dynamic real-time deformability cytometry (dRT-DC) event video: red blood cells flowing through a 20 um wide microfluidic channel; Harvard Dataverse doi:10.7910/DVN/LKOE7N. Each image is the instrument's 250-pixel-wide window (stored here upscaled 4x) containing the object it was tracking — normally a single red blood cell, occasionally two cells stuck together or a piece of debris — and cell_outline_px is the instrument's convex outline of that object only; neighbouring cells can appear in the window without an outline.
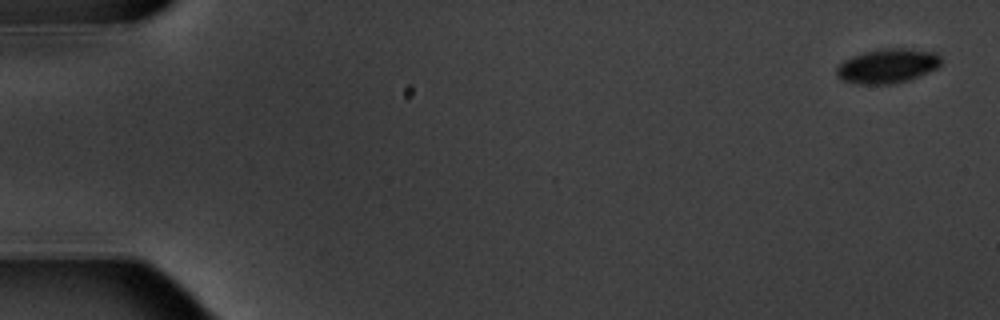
{"species": "common noctule bat (a hibernating species)", "species_latin": "Nyctalus noctula", "temperature_condition": "warm", "stored_images_in_passage": 8, "camera_frame_rate_fps": 3000, "um_per_image_px": 0.085, "animal": {"sex": "male", "body_mass_g": 20.1, "forearm_length_mm": 53.5}, "frame": {"image": 1, "passage_image": 1, "time_ms": 0.0, "image_size_px": [1000, 320], "cell_outline_px": [[940, 64], [936, 68], [928, 72], [908, 80], [892, 84], [856, 84], [840, 80], [836, 76], [836, 68], [844, 60], [852, 56], [864, 52], [884, 48], [900, 48], [936, 52], [940, 56]], "centroid_in_image_um": [75.39, 5.61], "position_along_channel_um": 9.6, "area_um2": 20.92}}
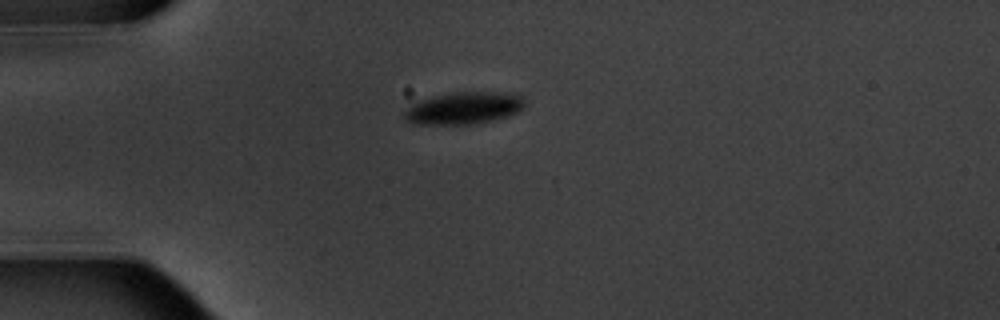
{"frame": {"image": 2, "passage_image": 5, "time_ms": 4.667, "image_size_px": [1000, 320], "cell_outline_px": [[524, 104], [516, 112], [508, 116], [492, 120], [472, 124], [416, 124], [404, 120], [404, 108], [412, 100], [452, 92], [516, 92], [524, 100]], "centroid_in_image_um": [39.32, 9.17], "position_along_channel_um": 45.7, "area_um2": 23.0}}